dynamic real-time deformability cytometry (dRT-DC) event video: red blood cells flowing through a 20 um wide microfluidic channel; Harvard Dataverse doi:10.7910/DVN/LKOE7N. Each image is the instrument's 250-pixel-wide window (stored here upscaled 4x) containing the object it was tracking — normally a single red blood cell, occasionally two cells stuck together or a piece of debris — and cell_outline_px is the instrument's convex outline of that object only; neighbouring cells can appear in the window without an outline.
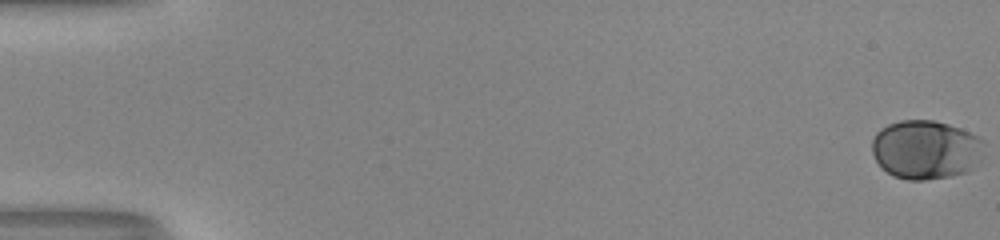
{"species": "human", "species_latin": "Homo sapiens", "temperature_condition": "room temperature", "stored_images_in_passage": 54, "camera_frame_rate_fps": 3000, "um_per_image_px": 0.085, "donor": {"sex": "male"}, "frame": {"image": 1, "passage_image": 1, "time_ms": 0.0, "image_size_px": [1000, 240], "cell_outline_px": [[984, 144], [980, 160], [968, 172], [952, 176], [924, 180], [908, 180], [892, 176], [876, 160], [872, 152], [872, 140], [876, 132], [880, 128], [888, 124], [900, 120], [932, 120], [948, 124], [960, 128], [984, 140]], "centroid_in_image_um": [78.69, 12.72], "position_along_channel_um": 6.3, "area_um2": 38.67}}
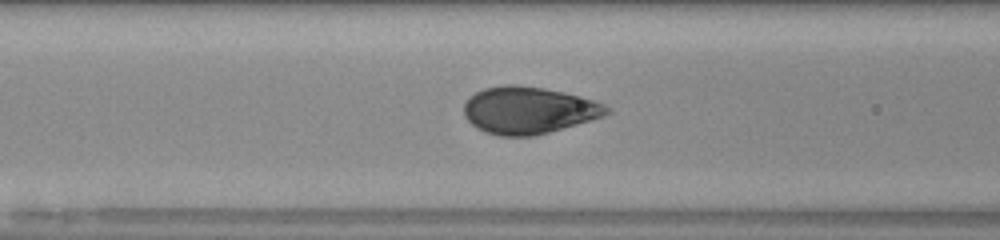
{"frame": {"image": 2, "passage_image": 24, "time_ms": 7.667, "image_size_px": [1000, 240], "cell_outline_px": [[612, 112], [604, 116], [536, 136], [500, 136], [484, 132], [476, 128], [464, 116], [464, 104], [468, 96], [484, 88], [504, 84], [512, 84], [544, 88], [564, 92], [580, 96], [604, 104], [612, 108]], "centroid_in_image_um": [44.92, 9.37], "position_along_channel_um": 121.7, "area_um2": 39.42}}
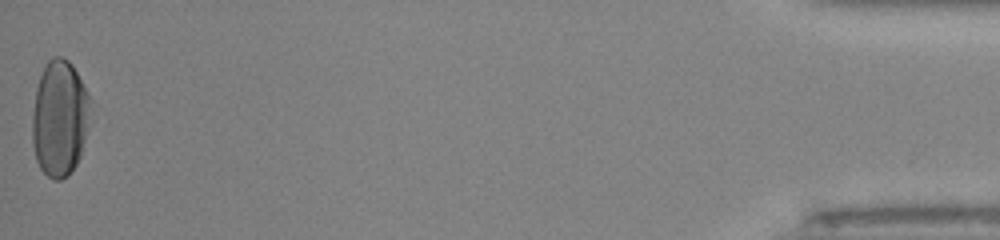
{"frame": {"image": 3, "passage_image": 54, "time_ms": 17.667, "image_size_px": [1000, 240], "cell_outline_px": [[88, 100], [84, 136], [80, 156], [76, 164], [68, 176], [60, 180], [52, 180], [40, 168], [36, 160], [32, 144], [32, 116], [36, 88], [40, 76], [48, 60], [52, 56], [60, 56], [68, 60], [72, 64], [88, 96]], "centroid_in_image_um": [5.0, 10.07], "position_along_channel_um": 430.2, "area_um2": 38.44}, "authors_computed_cell_mechanics": {"area_um2": 38.5237, "velocity_mm_per_s": 4.0386, "shape_relaxation_time_tau1_ms": 3.798, "shape_relaxation_time_tau2_ms": null, "deformation_change_tau1": 0.1806, "deformation_change_tau2": null}}